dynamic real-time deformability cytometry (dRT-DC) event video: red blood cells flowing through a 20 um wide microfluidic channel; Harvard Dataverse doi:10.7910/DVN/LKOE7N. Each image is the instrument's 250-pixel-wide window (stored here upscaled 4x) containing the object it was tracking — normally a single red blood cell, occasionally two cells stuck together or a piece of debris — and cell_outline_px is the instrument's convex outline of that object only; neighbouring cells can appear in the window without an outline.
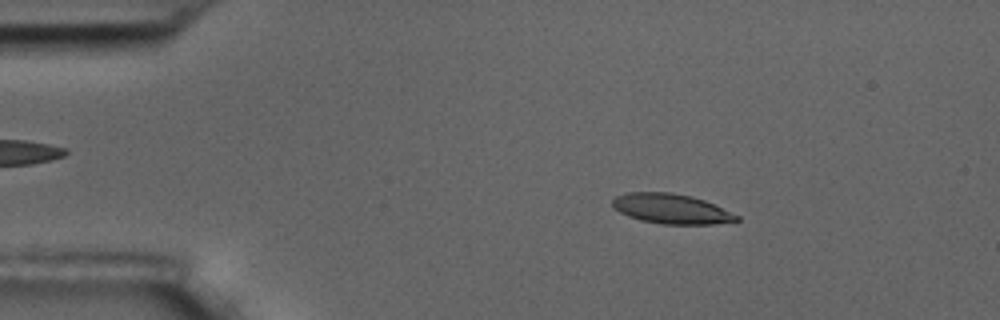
{"species": "common noctule bat (a hibernating species)", "species_latin": "Nyctalus noctula", "temperature_condition": "room temperature", "stored_images_in_passage": 57, "camera_frame_rate_fps": 3000, "um_per_image_px": 0.085, "animal": {"sex": "male", "body_mass_g": 17.5, "forearm_length_mm": 52.3}, "frame": {"image": 1, "passage_image": 9, "time_ms": 2.667, "image_size_px": [1000, 320], "cell_outline_px": [[740, 220], [712, 224], [660, 224], [640, 220], [628, 216], [620, 212], [612, 204], [612, 200], [616, 196], [628, 192], [672, 192], [692, 196], [704, 200], [740, 216]], "centroid_in_image_um": [57.05, 17.74], "position_along_channel_um": 27.9, "area_um2": 21.56}}
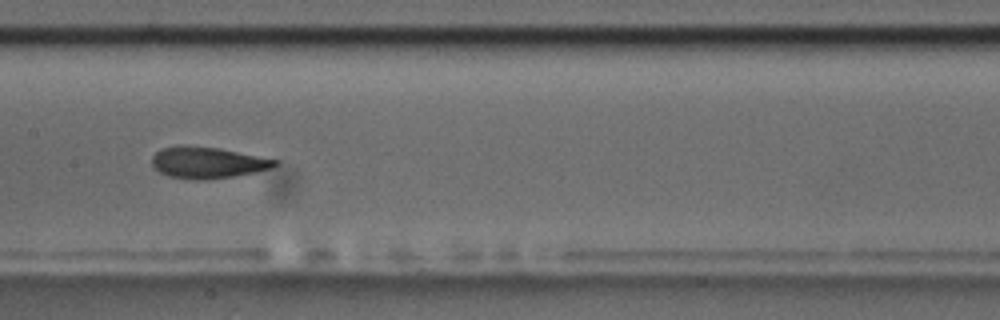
{"frame": {"image": 2, "passage_image": 28, "time_ms": 9.0, "image_size_px": [1000, 320], "cell_outline_px": [[280, 164], [272, 168], [256, 172], [232, 176], [204, 180], [196, 180], [168, 176], [160, 172], [152, 164], [152, 156], [160, 148], [176, 144], [184, 144], [220, 148], [280, 160]], "centroid_in_image_um": [17.65, 13.79], "position_along_channel_um": 189.8, "area_um2": 22.89}}
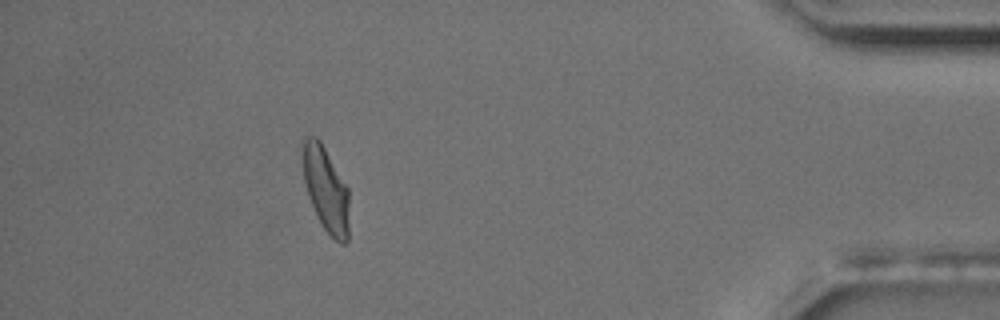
{"frame": {"image": 3, "passage_image": 51, "time_ms": 16.667, "image_size_px": [1000, 320], "cell_outline_px": [[348, 240], [344, 244], [340, 244], [324, 228], [316, 216], [308, 196], [304, 180], [300, 152], [300, 140], [304, 136], [316, 136], [320, 140], [348, 188]], "centroid_in_image_um": [27.64, 16.01], "position_along_channel_um": 407.6, "area_um2": 23.35}, "authors_computed_cell_mechanics": {"area_um2": 22.3686, "velocity_mm_per_s": 3.5133, "shape_relaxation_time_tau1_ms": 4.6001, "shape_relaxation_time_tau2_ms": 1.6872, "deformation_change_tau1": 0.1577, "deformation_change_tau2": 0.0739}}